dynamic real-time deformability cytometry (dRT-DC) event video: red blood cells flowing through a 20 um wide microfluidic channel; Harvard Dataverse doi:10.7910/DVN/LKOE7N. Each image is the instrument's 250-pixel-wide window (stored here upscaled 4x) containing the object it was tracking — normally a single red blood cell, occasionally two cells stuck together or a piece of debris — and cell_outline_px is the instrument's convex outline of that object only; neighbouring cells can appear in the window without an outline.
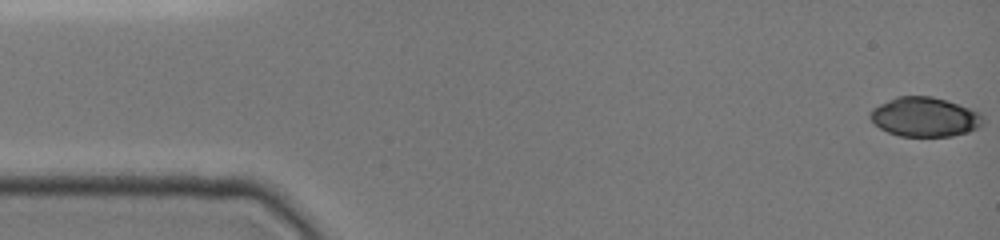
{"species": "common noctule bat (a hibernating species)", "species_latin": "Nyctalus noctula", "temperature_condition": "cold", "stored_images_in_passage": 13, "segment_of_instrument_passage": [1, 2], "camera_frame_rate_fps": 3000, "um_per_image_px": 0.085, "animal": {"sex": "female", "body_mass_g": 19.0, "forearm_length_mm": 51.5}, "frame": {"image": 1, "passage_image": 1, "time_ms": 0.0, "image_size_px": [1000, 240], "cell_outline_px": [[984, 124], [980, 128], [968, 132], [952, 136], [900, 136], [888, 132], [880, 128], [868, 116], [872, 108], [896, 96], [932, 96], [980, 112], [984, 116]], "centroid_in_image_um": [78.62, 9.95], "position_along_channel_um": 6.4, "area_um2": 25.95}}
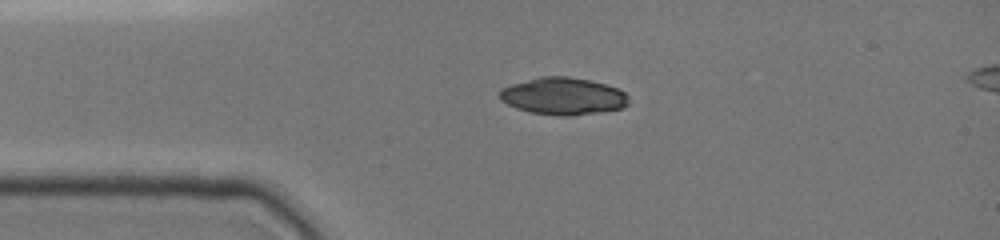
{"frame": {"image": 2, "passage_image": 10, "time_ms": 3.333, "image_size_px": [1000, 240], "cell_outline_px": [[628, 104], [624, 108], [600, 112], [572, 116], [560, 116], [528, 112], [516, 108], [500, 100], [500, 92], [504, 88], [512, 84], [540, 76], [568, 76], [588, 80], [604, 84], [616, 88], [624, 92], [628, 96]], "centroid_in_image_um": [47.88, 8.18], "position_along_channel_um": 37.1, "area_um2": 27.92}}